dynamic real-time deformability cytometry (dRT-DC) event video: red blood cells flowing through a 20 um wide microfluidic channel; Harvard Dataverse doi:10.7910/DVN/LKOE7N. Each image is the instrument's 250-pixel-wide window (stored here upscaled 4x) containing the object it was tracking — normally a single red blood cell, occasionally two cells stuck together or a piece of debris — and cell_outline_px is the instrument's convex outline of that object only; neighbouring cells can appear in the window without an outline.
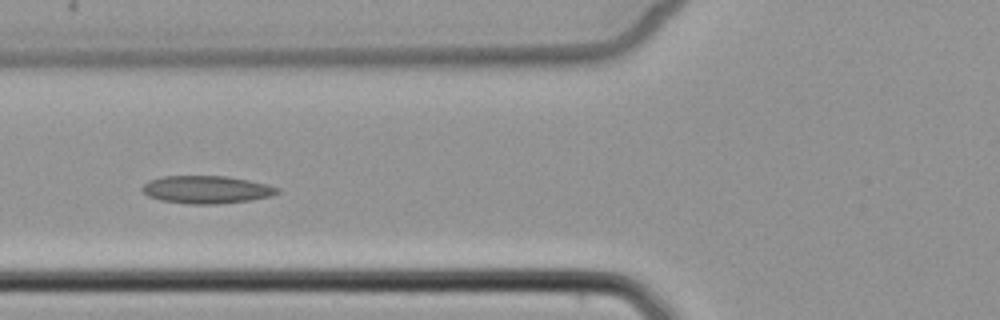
{"species": "common noctule bat (a hibernating species)", "species_latin": "Nyctalus noctula", "temperature_condition": "cold", "stored_images_in_passage": 5, "camera_frame_rate_fps": 3000, "um_per_image_px": 0.085, "animal": {"sex": "female", "body_mass_g": 22.7, "forearm_length_mm": 54.2}, "frame": {"image": 1, "passage_image": 5, "time_ms": 5.0, "image_size_px": [1000, 320], "cell_outline_px": [[280, 192], [272, 196], [248, 200], [216, 204], [188, 204], [160, 200], [148, 196], [140, 188], [148, 180], [164, 176], [224, 176], [248, 180], [268, 184], [280, 188]], "centroid_in_image_um": [17.55, 16.11], "position_along_channel_um": 108.3, "area_um2": 21.85}}